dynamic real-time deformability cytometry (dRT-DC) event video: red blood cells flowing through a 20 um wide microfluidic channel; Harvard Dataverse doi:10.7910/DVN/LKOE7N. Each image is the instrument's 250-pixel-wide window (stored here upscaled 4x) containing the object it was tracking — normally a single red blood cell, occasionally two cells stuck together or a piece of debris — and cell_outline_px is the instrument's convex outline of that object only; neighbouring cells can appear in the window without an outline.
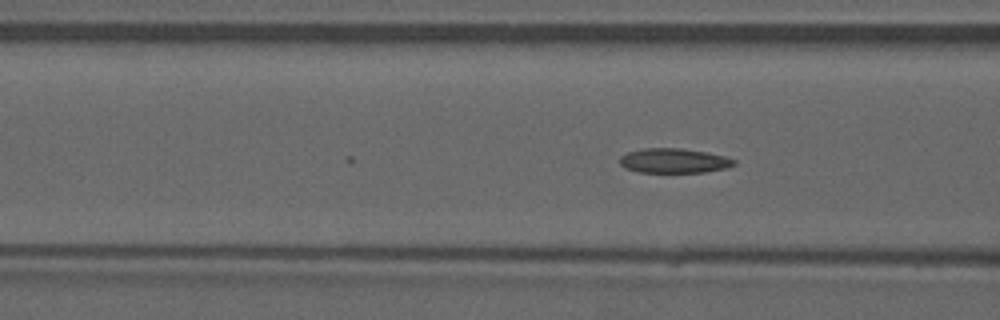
{"species": "common noctule bat (a hibernating species)", "species_latin": "Nyctalus noctula", "temperature_condition": "warm", "stored_images_in_passage": 21, "camera_frame_rate_fps": 3000, "um_per_image_px": 0.085, "animal": {"sex": "male", "forearm_length_mm": 52.5}, "frame": {"image": 1, "passage_image": 21, "time_ms": 6.667, "image_size_px": [1000, 320], "cell_outline_px": [[736, 164], [728, 168], [704, 172], [640, 172], [624, 168], [620, 164], [620, 156], [628, 152], [644, 148], [680, 148], [708, 152], [728, 156], [736, 160]], "centroid_in_image_um": [57.33, 13.66], "position_along_channel_um": 109.3, "area_um2": 16.59}}